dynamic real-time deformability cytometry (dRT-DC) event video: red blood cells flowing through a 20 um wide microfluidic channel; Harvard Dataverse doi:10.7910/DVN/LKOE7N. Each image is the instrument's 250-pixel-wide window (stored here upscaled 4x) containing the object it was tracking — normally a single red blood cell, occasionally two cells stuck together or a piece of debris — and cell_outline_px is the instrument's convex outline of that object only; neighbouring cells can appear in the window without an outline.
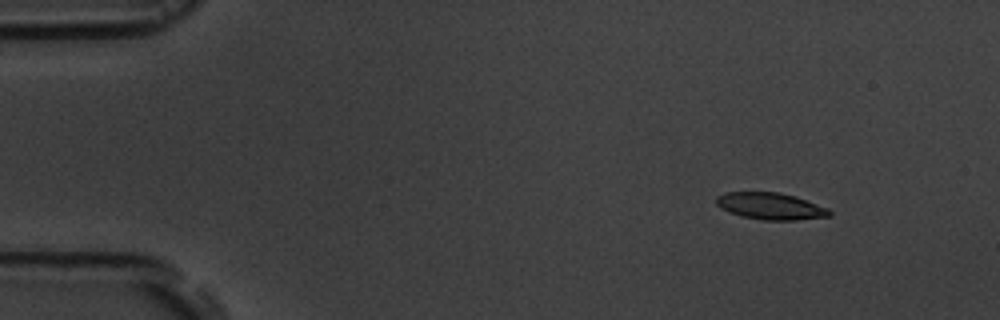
{"species": "common noctule bat (a hibernating species)", "species_latin": "Nyctalus noctula", "temperature_condition": "room temperature", "stored_images_in_passage": 5, "camera_frame_rate_fps": 3000, "um_per_image_px": 0.085, "animal": {"sex": "male", "body_mass_g": 19.5, "forearm_length_mm": 54.6}, "frame": {"image": 1, "passage_image": 1, "time_ms": 0.0, "image_size_px": [1000, 320], "cell_outline_px": [[832, 216], [796, 220], [764, 220], [740, 216], [728, 212], [720, 208], [716, 204], [716, 196], [724, 192], [780, 192], [796, 196], [828, 208], [832, 212]], "centroid_in_image_um": [65.49, 17.52], "position_along_channel_um": 19.5, "area_um2": 17.92}}
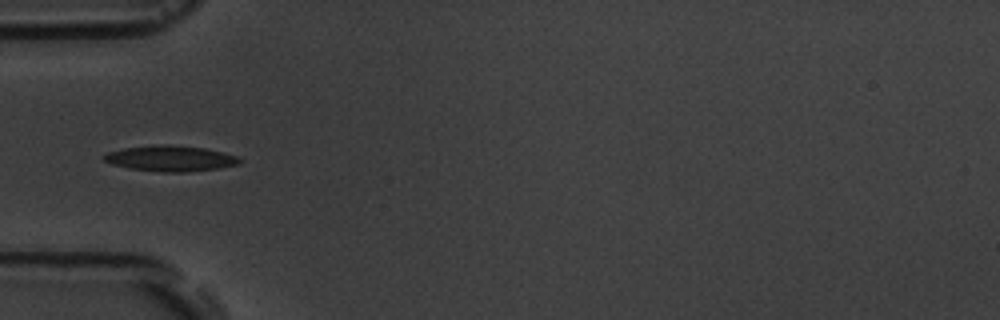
{"frame": {"image": 2, "passage_image": 4, "time_ms": 4.0, "image_size_px": [1000, 320], "cell_outline_px": [[244, 160], [240, 164], [216, 168], [184, 172], [164, 172], [128, 168], [112, 164], [104, 160], [100, 156], [108, 152], [124, 148], [168, 144], [204, 148], [224, 152], [236, 156]], "centroid_in_image_um": [14.49, 13.46], "position_along_channel_um": 70.5, "area_um2": 20.17}}
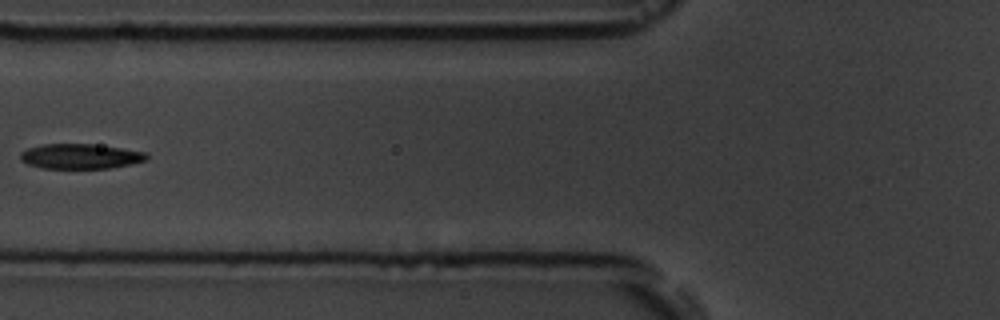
{"frame": {"image": 3, "passage_image": 5, "time_ms": 5.333, "image_size_px": [1000, 320], "cell_outline_px": [[148, 160], [132, 164], [108, 168], [40, 168], [28, 164], [20, 160], [20, 152], [28, 148], [40, 144], [92, 144], [148, 152]], "centroid_in_image_um": [6.83, 13.28], "position_along_channel_um": 119.0, "area_um2": 18.5}}